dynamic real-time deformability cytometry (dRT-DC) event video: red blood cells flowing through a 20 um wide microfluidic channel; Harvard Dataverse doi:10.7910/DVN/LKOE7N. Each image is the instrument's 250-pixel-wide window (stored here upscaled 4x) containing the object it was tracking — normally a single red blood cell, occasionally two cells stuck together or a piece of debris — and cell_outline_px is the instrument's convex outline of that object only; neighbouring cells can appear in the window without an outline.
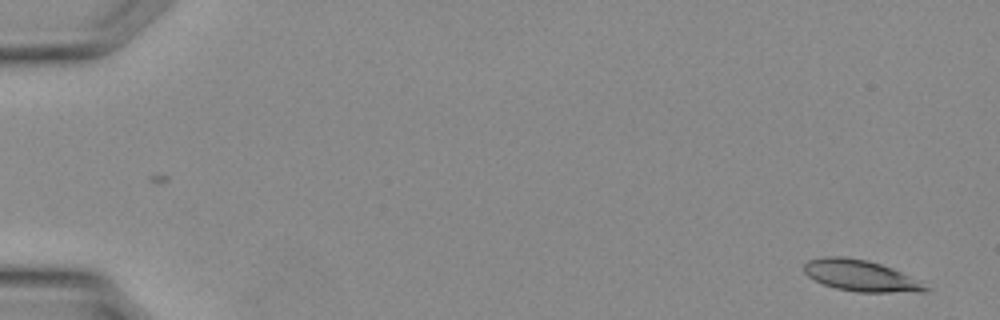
{"species": "Egyptian fruit bat (a non-hibernating species)", "species_latin": "Rousettus aegyptiacus", "temperature_condition": "warm", "stored_images_in_passage": 6, "camera_frame_rate_fps": 3000, "um_per_image_px": 0.085, "animal": {"sex": "female"}, "frame": {"image": 1, "passage_image": 1, "time_ms": 0.0, "image_size_px": [1000, 320], "cell_outline_px": [[928, 292], [856, 292], [836, 288], [824, 284], [808, 276], [804, 272], [804, 264], [808, 260], [824, 256], [844, 256], [864, 260], [880, 264], [892, 268], [908, 276], [928, 288]], "centroid_in_image_um": [73.09, 23.43], "position_along_channel_um": 11.9, "area_um2": 21.68}}